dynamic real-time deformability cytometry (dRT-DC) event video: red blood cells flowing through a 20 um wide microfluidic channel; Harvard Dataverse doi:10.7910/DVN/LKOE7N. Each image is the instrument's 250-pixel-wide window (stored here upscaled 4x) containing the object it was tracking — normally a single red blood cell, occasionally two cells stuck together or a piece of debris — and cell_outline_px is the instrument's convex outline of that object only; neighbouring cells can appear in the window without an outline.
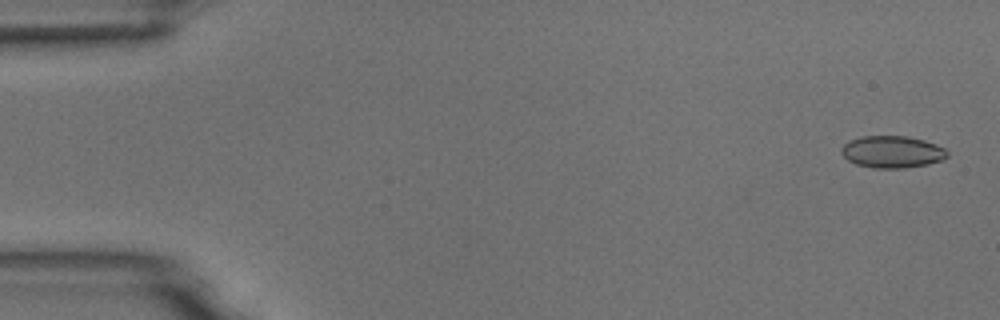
{"species": "common noctule bat (a hibernating species)", "species_latin": "Nyctalus noctula", "temperature_condition": "room temperature", "stored_images_in_passage": 4, "camera_frame_rate_fps": 3000, "um_per_image_px": 0.085, "animal": {"sex": "male", "body_mass_g": 18.8}, "frame": {"image": 1, "passage_image": 1, "time_ms": 0.0, "image_size_px": [1000, 320], "cell_outline_px": [[948, 156], [940, 160], [928, 164], [904, 168], [872, 168], [856, 164], [848, 160], [840, 152], [840, 148], [844, 144], [860, 136], [908, 136], [924, 140], [936, 144], [944, 148], [948, 152]], "centroid_in_image_um": [75.82, 12.91], "position_along_channel_um": 9.2, "area_um2": 19.77}}
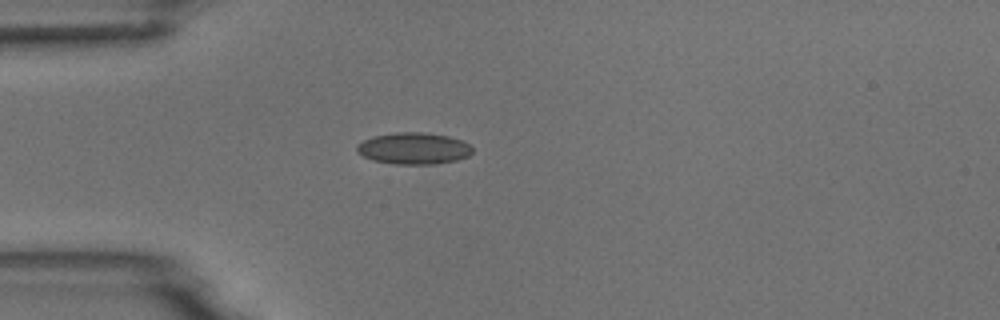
{"frame": {"image": 2, "passage_image": 4, "time_ms": 4.333, "image_size_px": [1000, 320], "cell_outline_px": [[472, 152], [468, 156], [456, 160], [432, 164], [392, 164], [372, 160], [356, 152], [356, 144], [372, 136], [396, 132], [420, 132], [448, 136], [460, 140], [468, 144], [472, 148]], "centroid_in_image_um": [35.11, 12.61], "position_along_channel_um": 49.9, "area_um2": 21.27}}